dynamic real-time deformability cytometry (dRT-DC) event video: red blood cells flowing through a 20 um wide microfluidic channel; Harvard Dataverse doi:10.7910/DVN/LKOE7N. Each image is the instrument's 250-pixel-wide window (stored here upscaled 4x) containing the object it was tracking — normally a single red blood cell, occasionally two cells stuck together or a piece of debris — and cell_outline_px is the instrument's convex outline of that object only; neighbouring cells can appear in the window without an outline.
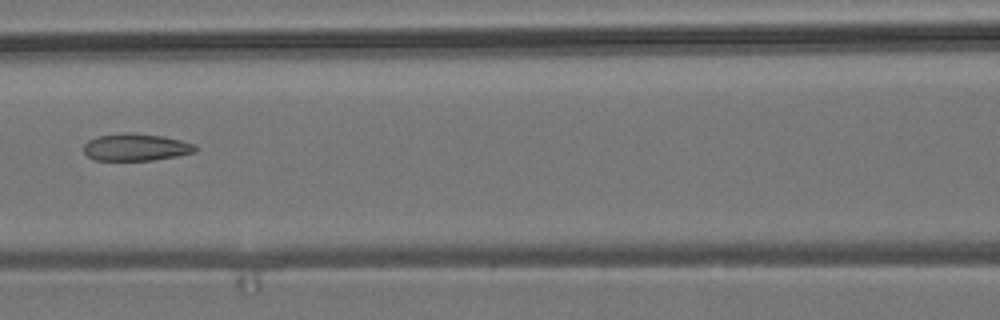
{"species": "common noctule bat (a hibernating species)", "species_latin": "Nyctalus noctula", "temperature_condition": "room temperature", "stored_images_in_passage": 8, "camera_frame_rate_fps": 3000, "um_per_image_px": 0.085, "animal": {"sex": "male", "body_mass_g": 19.2, "forearm_length_mm": 51.8}, "frame": {"image": 1, "passage_image": 7, "time_ms": 7.0, "image_size_px": [1000, 320], "cell_outline_px": [[196, 152], [176, 156], [152, 160], [92, 160], [84, 152], [84, 144], [88, 140], [96, 136], [124, 132], [128, 132], [164, 136], [196, 144]], "centroid_in_image_um": [11.53, 12.5], "position_along_channel_um": 155.1, "area_um2": 17.8}}
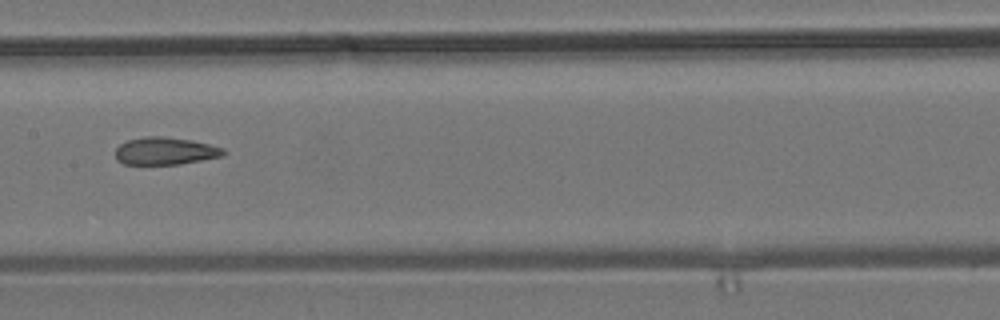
{"frame": {"image": 2, "passage_image": 8, "time_ms": 8.0, "image_size_px": [1000, 320], "cell_outline_px": [[228, 152], [224, 156], [180, 164], [124, 164], [116, 160], [116, 148], [120, 144], [128, 140], [144, 136], [164, 136], [192, 140], [224, 148]], "centroid_in_image_um": [14.07, 12.83], "position_along_channel_um": 193.3, "area_um2": 17.46}}